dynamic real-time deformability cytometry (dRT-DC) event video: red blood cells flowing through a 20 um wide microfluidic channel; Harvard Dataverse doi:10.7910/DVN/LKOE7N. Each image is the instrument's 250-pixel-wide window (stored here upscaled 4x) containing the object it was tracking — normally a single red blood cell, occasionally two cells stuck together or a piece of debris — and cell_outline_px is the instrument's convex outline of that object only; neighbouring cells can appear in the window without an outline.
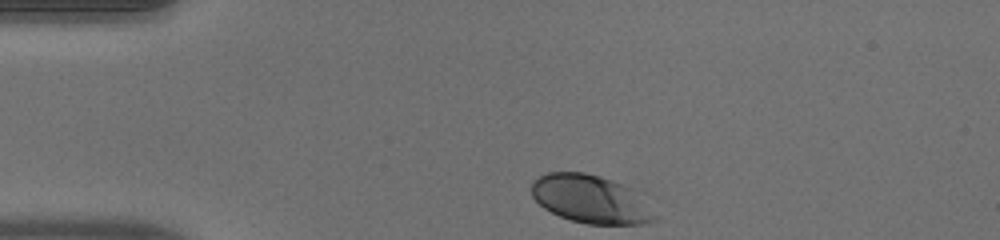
{"species": "human", "species_latin": "Homo sapiens", "temperature_condition": "warm", "stored_images_in_passage": 34, "camera_frame_rate_fps": 3000, "um_per_image_px": 0.085, "donor": {"sex": "male"}, "frame": {"image": 1, "passage_image": 1, "time_ms": 0.0, "image_size_px": [1000, 240], "cell_outline_px": [[656, 220], [640, 224], [588, 224], [572, 220], [560, 216], [544, 208], [532, 196], [532, 180], [548, 172], [584, 172], [600, 176], [612, 180], [628, 188]], "centroid_in_image_um": [50.05, 16.91], "position_along_channel_um": 34.9, "area_um2": 33.23}}
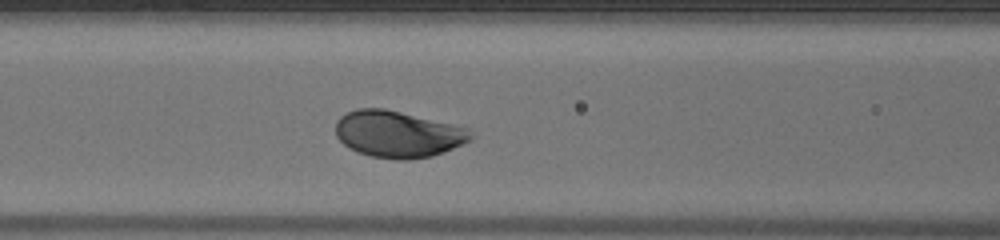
{"frame": {"image": 2, "passage_image": 12, "time_ms": 3.667, "image_size_px": [1000, 240], "cell_outline_px": [[472, 140], [464, 144], [444, 152], [432, 156], [408, 160], [396, 160], [372, 156], [356, 152], [348, 148], [336, 136], [336, 120], [340, 116], [356, 108], [384, 108], [468, 128], [472, 132]], "centroid_in_image_um": [33.81, 11.41], "position_along_channel_um": 132.8, "area_um2": 36.82}}
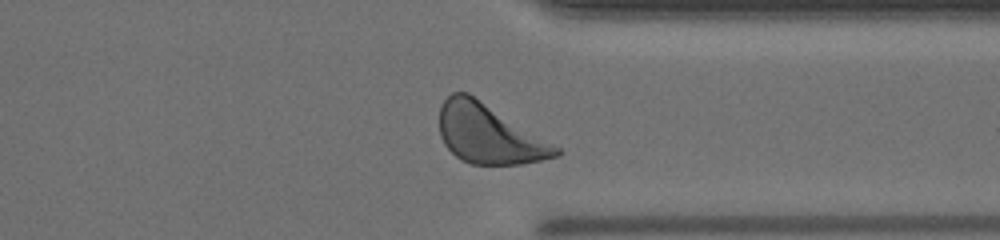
{"frame": {"image": 3, "passage_image": 30, "time_ms": 9.667, "image_size_px": [1000, 240], "cell_outline_px": [[564, 152], [560, 156], [520, 164], [472, 164], [460, 160], [444, 144], [440, 136], [440, 104], [452, 92], [468, 92], [560, 148]], "centroid_in_image_um": [41.55, 11.39], "position_along_channel_um": 369.9, "area_um2": 40.0}, "authors_computed_cell_mechanics": {"area_um2": 36.6163, "velocity_mm_per_s": 3.971, "shape_relaxation_time_tau1_ms": 1.6067, "shape_relaxation_time_tau2_ms": null, "deformation_change_tau1": 0.1168, "deformation_change_tau2": null}}